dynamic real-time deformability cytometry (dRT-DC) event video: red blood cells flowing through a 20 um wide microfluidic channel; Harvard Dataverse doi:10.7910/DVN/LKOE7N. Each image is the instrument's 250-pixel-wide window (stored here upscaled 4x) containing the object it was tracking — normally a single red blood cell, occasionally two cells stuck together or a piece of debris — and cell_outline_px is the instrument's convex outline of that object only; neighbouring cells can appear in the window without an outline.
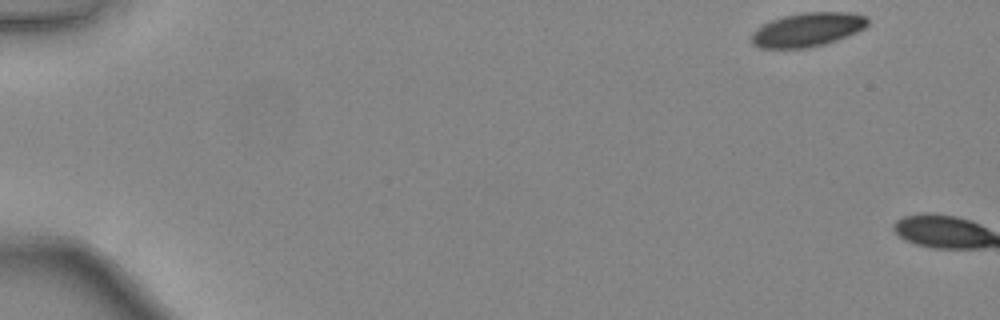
{"species": "common noctule bat (a hibernating species)", "species_latin": "Nyctalus noctula", "temperature_condition": "warm", "stored_images_in_passage": 2, "camera_frame_rate_fps": 3000, "um_per_image_px": 0.085, "animal": {"sex": "female", "body_mass_g": 24.6, "forearm_length_mm": 56.2}, "frame": {"image": 1, "passage_image": 1, "time_ms": 0.0, "image_size_px": [1000, 320], "cell_outline_px": [[868, 24], [864, 28], [848, 36], [824, 44], [808, 48], [760, 48], [752, 44], [752, 32], [756, 28], [772, 20], [784, 16], [804, 12], [848, 12], [868, 16]], "centroid_in_image_um": [68.65, 2.52], "position_along_channel_um": 16.4, "area_um2": 22.95}}